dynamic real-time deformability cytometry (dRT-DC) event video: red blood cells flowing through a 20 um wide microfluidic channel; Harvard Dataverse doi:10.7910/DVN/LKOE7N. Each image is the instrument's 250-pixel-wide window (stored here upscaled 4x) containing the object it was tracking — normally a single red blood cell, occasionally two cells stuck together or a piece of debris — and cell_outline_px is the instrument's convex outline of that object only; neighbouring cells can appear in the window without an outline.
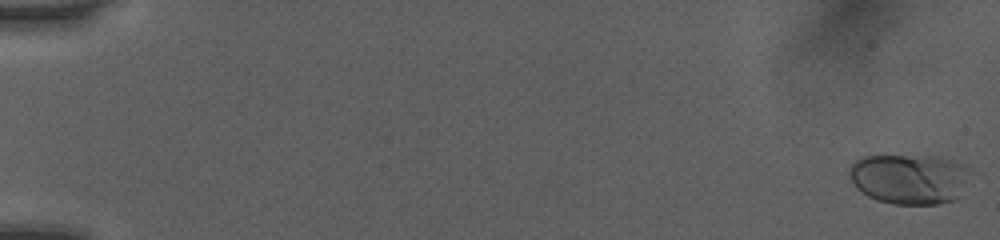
{"species": "human", "species_latin": "Homo sapiens", "temperature_condition": "room temperature", "stored_images_in_passage": 52, "camera_frame_rate_fps": 3000, "um_per_image_px": 0.085, "donor": {"sex": "female"}, "frame": {"image": 1, "passage_image": 1, "time_ms": 0.0, "image_size_px": [1000, 240], "cell_outline_px": [[976, 172], [956, 200], [940, 204], [892, 204], [868, 196], [856, 188], [848, 172], [848, 168], [856, 160], [864, 156], [936, 156], [968, 164]], "centroid_in_image_um": [77.42, 15.19], "position_along_channel_um": 7.6, "area_um2": 36.24}}
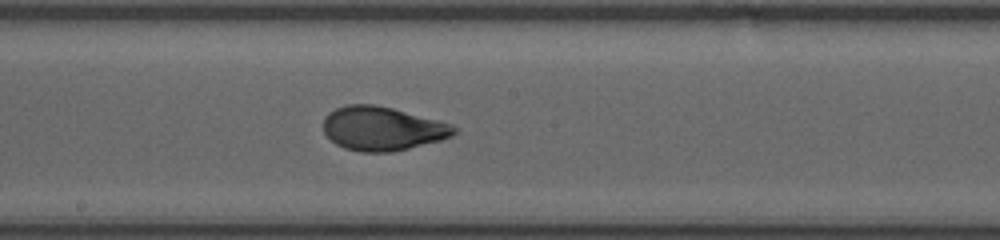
{"frame": {"image": 2, "passage_image": 30, "time_ms": 9.667, "image_size_px": [1000, 240], "cell_outline_px": [[460, 128], [452, 136], [440, 140], [392, 152], [360, 152], [344, 148], [336, 144], [324, 132], [324, 116], [328, 112], [336, 108], [348, 104], [372, 104], [392, 108], [452, 124]], "centroid_in_image_um": [32.5, 10.93], "position_along_channel_um": 215.7, "area_um2": 33.35}}
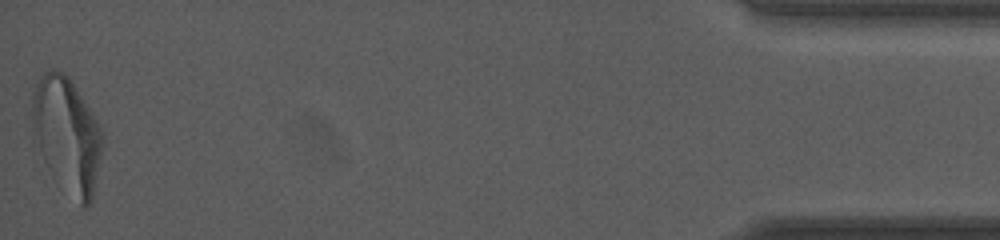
{"frame": {"image": 3, "passage_image": 52, "time_ms": 17.0, "image_size_px": [1000, 240], "cell_outline_px": [[104, 140], [92, 200], [84, 208], [80, 208], [48, 168], [32, 140], [32, 96], [36, 84], [40, 76], [44, 72], [52, 68], [64, 72], [68, 76], [96, 120], [104, 136]], "centroid_in_image_um": [5.67, 11.48], "position_along_channel_um": 429.5, "area_um2": 47.28}, "authors_computed_cell_mechanics": {"area_um2": 33.1194, "velocity_mm_per_s": 4.0617, "shape_relaxation_time_tau1_ms": 3.7552, "shape_relaxation_time_tau2_ms": 0.7856, "deformation_change_tau1": 0.1659, "deformation_change_tau2": 0.0619}}